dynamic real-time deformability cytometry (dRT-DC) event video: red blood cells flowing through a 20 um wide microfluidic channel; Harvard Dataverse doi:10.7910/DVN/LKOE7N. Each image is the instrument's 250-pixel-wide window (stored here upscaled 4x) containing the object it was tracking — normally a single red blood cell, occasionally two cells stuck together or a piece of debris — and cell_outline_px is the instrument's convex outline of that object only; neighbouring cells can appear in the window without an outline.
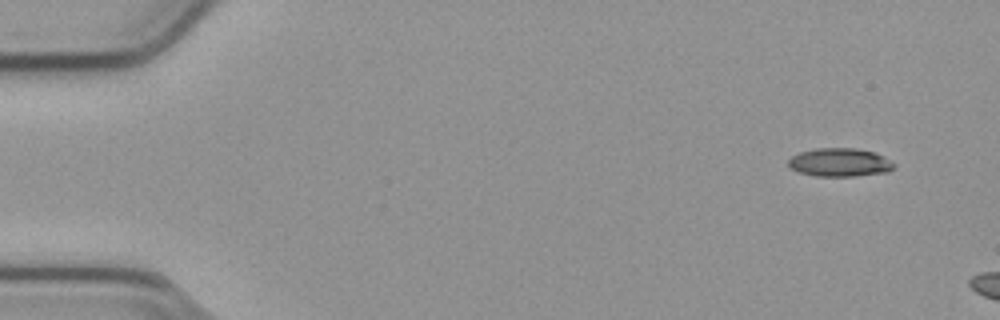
{"species": "common noctule bat (a hibernating species)", "species_latin": "Nyctalus noctula", "temperature_condition": "cold", "stored_images_in_passage": 13, "camera_frame_rate_fps": 3000, "um_per_image_px": 0.085, "animal": {"sex": "male", "body_mass_g": 23.1, "forearm_length_mm": 52.7}, "frame": {"image": 1, "passage_image": 1, "time_ms": 0.0, "image_size_px": [1000, 320], "cell_outline_px": [[896, 164], [888, 172], [852, 176], [816, 176], [800, 172], [792, 168], [788, 164], [788, 160], [792, 156], [800, 152], [816, 148], [852, 148], [872, 152], [884, 156]], "centroid_in_image_um": [71.38, 13.8], "position_along_channel_um": 13.6, "area_um2": 17.28}}
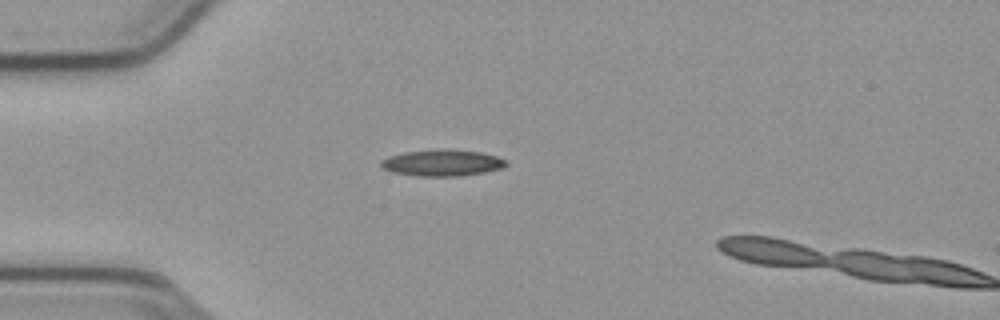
{"frame": {"image": 2, "passage_image": 12, "time_ms": 3.667, "image_size_px": [1000, 320], "cell_outline_px": [[508, 164], [504, 168], [484, 172], [456, 176], [420, 176], [392, 172], [384, 168], [380, 164], [380, 160], [404, 152], [480, 152], [496, 156], [504, 160]], "centroid_in_image_um": [37.6, 13.9], "position_along_channel_um": 47.4, "area_um2": 18.03}}